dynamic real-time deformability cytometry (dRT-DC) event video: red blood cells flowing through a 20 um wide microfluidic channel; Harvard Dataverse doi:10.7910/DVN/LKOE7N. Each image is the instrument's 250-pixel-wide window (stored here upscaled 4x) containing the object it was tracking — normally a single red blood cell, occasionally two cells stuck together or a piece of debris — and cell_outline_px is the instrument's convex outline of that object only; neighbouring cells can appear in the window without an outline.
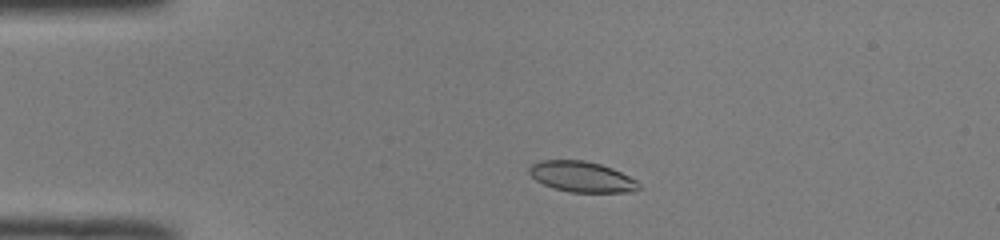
{"species": "common noctule bat (a hibernating species)", "species_latin": "Nyctalus noctula", "temperature_condition": "room temperature", "stored_images_in_passage": 40, "camera_frame_rate_fps": 3000, "um_per_image_px": 0.085, "animal": {"sex": "male", "body_mass_g": 19.0, "forearm_length_mm": 50.8}, "frame": {"image": 1, "passage_image": 1, "time_ms": 0.0, "image_size_px": [1000, 240], "cell_outline_px": [[640, 188], [636, 192], [568, 192], [552, 188], [536, 180], [528, 172], [528, 168], [532, 164], [540, 160], [584, 160], [600, 164], [612, 168], [636, 180], [640, 184]], "centroid_in_image_um": [49.44, 15.03], "position_along_channel_um": 35.6, "area_um2": 19.65}}
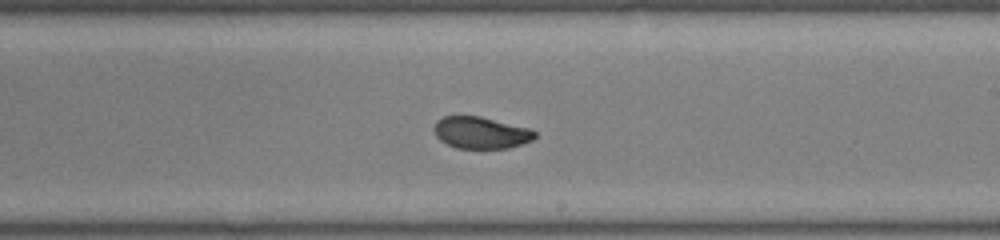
{"frame": {"image": 2, "passage_image": 20, "time_ms": 6.333, "image_size_px": [1000, 240], "cell_outline_px": [[536, 136], [532, 140], [508, 148], [456, 148], [440, 140], [436, 136], [432, 128], [436, 120], [444, 116], [480, 116], [532, 128], [536, 132]], "centroid_in_image_um": [40.87, 11.26], "position_along_channel_um": 248.1, "area_um2": 18.84}}
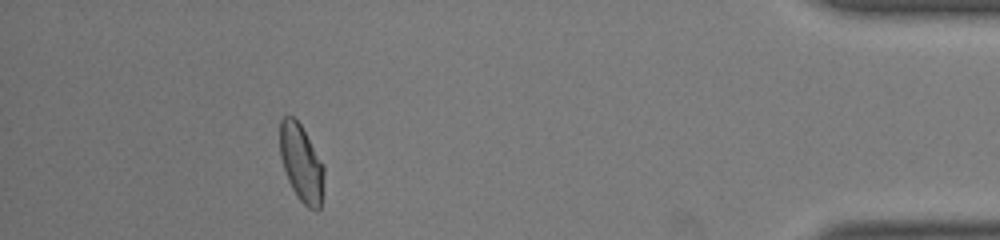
{"frame": {"image": 3, "passage_image": 36, "time_ms": 11.667, "image_size_px": [1000, 240], "cell_outline_px": [[324, 172], [320, 208], [316, 212], [308, 208], [296, 196], [288, 180], [280, 156], [280, 120], [284, 116], [292, 116], [300, 124], [324, 164]], "centroid_in_image_um": [25.61, 13.88], "position_along_channel_um": 409.6, "area_um2": 19.77}, "authors_computed_cell_mechanics": {"area_um2": 19.7965, "velocity_mm_per_s": 4.0187, "shape_relaxation_time_tau1_ms": 6.8478, "shape_relaxation_time_tau2_ms": 1.1234, "deformation_change_tau1": 0.1991, "deformation_change_tau2": 0.0443}}